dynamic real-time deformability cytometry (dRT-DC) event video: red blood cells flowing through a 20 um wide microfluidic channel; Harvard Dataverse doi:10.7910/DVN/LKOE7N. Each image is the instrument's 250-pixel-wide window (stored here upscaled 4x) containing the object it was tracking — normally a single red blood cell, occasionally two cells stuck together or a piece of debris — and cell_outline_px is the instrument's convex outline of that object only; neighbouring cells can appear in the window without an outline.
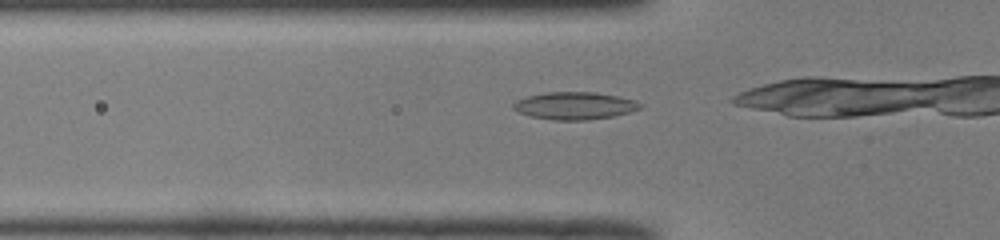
{"species": "common noctule bat (a hibernating species)", "species_latin": "Nyctalus noctula", "temperature_condition": "room temperature", "stored_images_in_passage": 19, "camera_frame_rate_fps": 3000, "um_per_image_px": 0.085, "animal": {"sex": "male", "body_mass_g": 19.0, "forearm_length_mm": 50.8}, "frame": {"image": 1, "passage_image": 6, "time_ms": 1.667, "image_size_px": [1000, 240], "cell_outline_px": [[644, 104], [640, 108], [628, 112], [612, 116], [588, 120], [552, 120], [528, 116], [512, 108], [512, 104], [516, 100], [528, 96], [544, 92], [596, 92], [620, 96], [636, 100]], "centroid_in_image_um": [48.84, 8.98], "position_along_channel_um": 77.0, "area_um2": 20.46}}
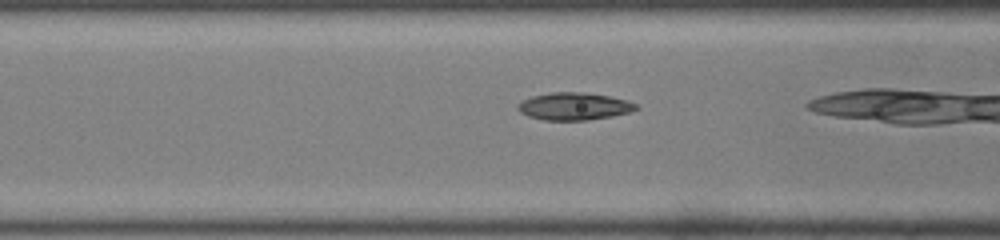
{"frame": {"image": 2, "passage_image": 9, "time_ms": 2.667, "image_size_px": [1000, 240], "cell_outline_px": [[640, 108], [628, 112], [612, 116], [588, 120], [544, 120], [528, 116], [520, 112], [516, 108], [516, 104], [520, 100], [532, 96], [552, 92], [584, 92], [608, 96], [628, 100], [636, 104]], "centroid_in_image_um": [48.76, 9.03], "position_along_channel_um": 117.8, "area_um2": 19.02}}